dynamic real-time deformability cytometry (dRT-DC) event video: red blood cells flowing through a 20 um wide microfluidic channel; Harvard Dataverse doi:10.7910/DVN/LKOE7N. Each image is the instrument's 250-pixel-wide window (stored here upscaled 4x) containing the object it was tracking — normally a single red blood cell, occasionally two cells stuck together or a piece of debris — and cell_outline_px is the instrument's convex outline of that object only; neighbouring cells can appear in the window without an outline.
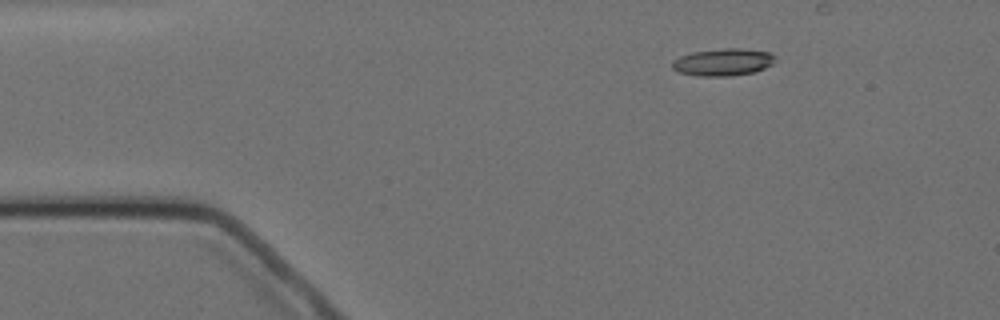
{"species": "Egyptian fruit bat (a non-hibernating species)", "species_latin": "Rousettus aegyptiacus", "temperature_condition": "cold", "stored_images_in_passage": 4, "camera_frame_rate_fps": 3000, "um_per_image_px": 0.085, "animal": {"sex": "female"}, "frame": {"image": 1, "passage_image": 1, "time_ms": 0.0, "image_size_px": [1000, 320], "cell_outline_px": [[776, 60], [772, 64], [756, 72], [732, 76], [696, 76], [676, 72], [672, 68], [672, 60], [680, 56], [692, 52], [724, 48], [740, 48], [768, 52], [776, 56]], "centroid_in_image_um": [61.44, 5.29], "position_along_channel_um": 23.6, "area_um2": 16.59}}